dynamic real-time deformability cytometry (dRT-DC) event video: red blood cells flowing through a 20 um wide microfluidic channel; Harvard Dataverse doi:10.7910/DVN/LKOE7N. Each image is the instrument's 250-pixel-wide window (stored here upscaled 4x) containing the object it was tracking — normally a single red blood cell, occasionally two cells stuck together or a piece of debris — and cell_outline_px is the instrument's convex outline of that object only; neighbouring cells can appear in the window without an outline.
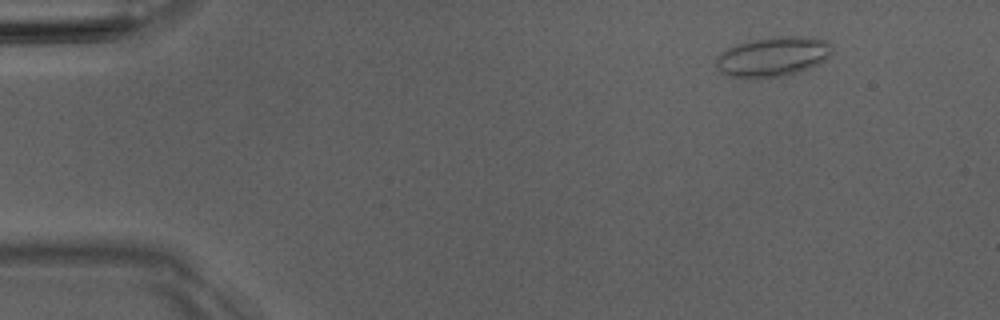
{"species": "Egyptian fruit bat (a non-hibernating species)", "species_latin": "Rousettus aegyptiacus", "temperature_condition": "room temperature", "stored_images_in_passage": 5, "camera_frame_rate_fps": 3000, "um_per_image_px": 0.085, "animal": {"sex": "male"}, "frame": {"image": 1, "passage_image": 5, "time_ms": 5.333, "image_size_px": [1000, 320], "cell_outline_px": [[832, 52], [824, 60], [800, 72], [784, 76], [752, 80], [728, 76], [720, 72], [716, 68], [716, 56], [720, 52], [736, 44], [752, 40], [772, 36], [812, 36], [828, 40], [832, 44]], "centroid_in_image_um": [65.67, 4.82], "position_along_channel_um": 19.3, "area_um2": 27.63}}